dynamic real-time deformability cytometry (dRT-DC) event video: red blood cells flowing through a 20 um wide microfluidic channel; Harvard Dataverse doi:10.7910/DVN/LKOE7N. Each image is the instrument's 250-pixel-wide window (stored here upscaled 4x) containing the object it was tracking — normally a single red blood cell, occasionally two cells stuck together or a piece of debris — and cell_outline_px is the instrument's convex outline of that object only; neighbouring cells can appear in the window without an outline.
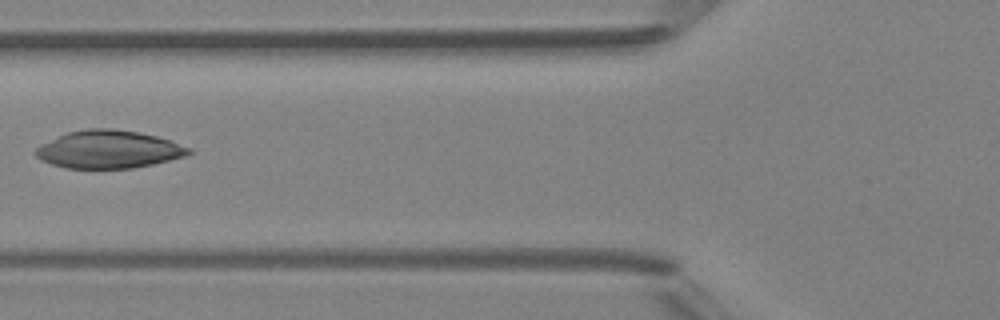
{"species": "Egyptian fruit bat (a non-hibernating species)", "species_latin": "Rousettus aegyptiacus", "temperature_condition": "room temperature", "stored_images_in_passage": 5, "camera_frame_rate_fps": 3000, "um_per_image_px": 0.085, "animal": {"sex": "female"}, "frame": {"image": 1, "passage_image": 4, "time_ms": 3.667, "image_size_px": [1000, 320], "cell_outline_px": [[192, 152], [184, 156], [152, 164], [132, 168], [64, 168], [40, 160], [32, 152], [40, 144], [68, 132], [88, 128], [112, 128], [136, 132], [156, 136], [192, 148]], "centroid_in_image_um": [9.19, 12.7], "position_along_channel_um": 116.6, "area_um2": 33.58}}
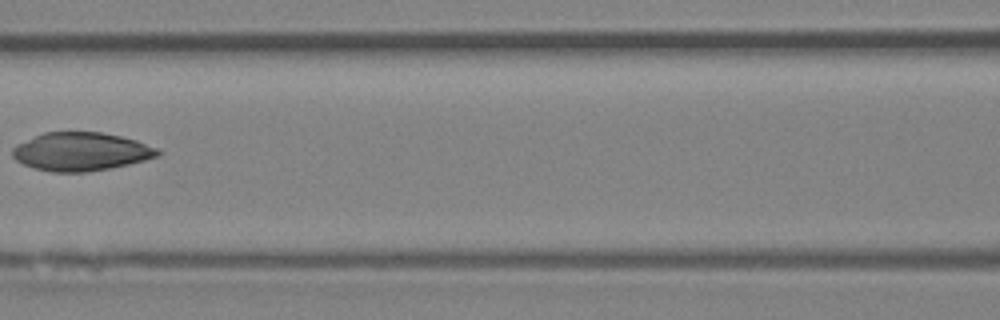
{"frame": {"image": 2, "passage_image": 5, "time_ms": 4.667, "image_size_px": [1000, 320], "cell_outline_px": [[164, 152], [160, 156], [128, 164], [88, 172], [52, 172], [32, 168], [16, 160], [12, 156], [12, 148], [16, 144], [44, 132], [100, 132], [120, 136], [136, 140], [160, 148]], "centroid_in_image_um": [6.91, 12.89], "position_along_channel_um": 159.7, "area_um2": 32.66}}